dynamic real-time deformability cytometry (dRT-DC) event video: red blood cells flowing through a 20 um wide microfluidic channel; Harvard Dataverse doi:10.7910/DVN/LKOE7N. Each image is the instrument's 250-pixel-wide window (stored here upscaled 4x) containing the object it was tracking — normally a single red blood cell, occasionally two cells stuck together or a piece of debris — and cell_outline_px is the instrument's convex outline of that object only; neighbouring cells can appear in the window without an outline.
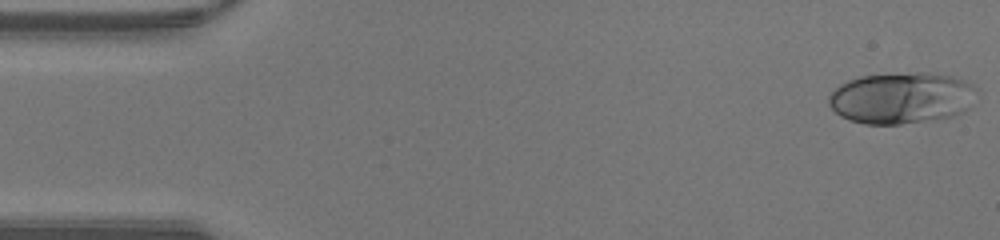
{"species": "human", "species_latin": "Homo sapiens", "temperature_condition": "warm", "stored_images_in_passage": 46, "camera_frame_rate_fps": 3000, "um_per_image_px": 0.085, "donor": {"sex": "male"}, "frame": {"image": 1, "passage_image": 1, "time_ms": 0.0, "image_size_px": [1000, 240], "cell_outline_px": [[976, 88], [968, 108], [964, 112], [952, 116], [900, 124], [864, 124], [840, 116], [828, 104], [828, 96], [840, 84], [848, 80], [860, 76], [916, 72], [924, 72], [948, 76], [972, 84]], "centroid_in_image_um": [76.57, 8.33], "position_along_channel_um": 8.4, "area_um2": 43.81}}
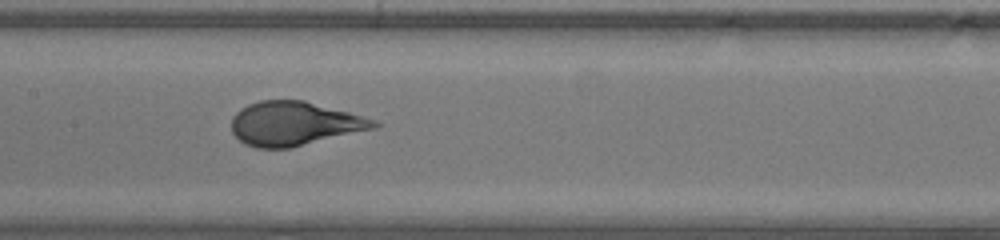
{"frame": {"image": 2, "passage_image": 22, "time_ms": 7.0, "image_size_px": [1000, 240], "cell_outline_px": [[380, 124], [376, 128], [292, 148], [256, 148], [244, 144], [232, 132], [232, 116], [240, 108], [248, 104], [260, 100], [304, 100], [364, 116], [376, 120]], "centroid_in_image_um": [25.02, 10.51], "position_along_channel_um": 182.4, "area_um2": 36.7}}
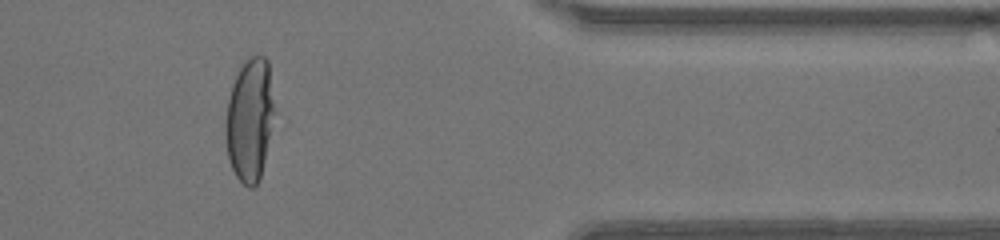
{"frame": {"image": 3, "passage_image": 38, "time_ms": 12.333, "image_size_px": [1000, 240], "cell_outline_px": [[272, 112], [264, 160], [260, 180], [252, 188], [248, 188], [236, 176], [232, 168], [228, 156], [224, 124], [228, 100], [232, 84], [240, 64], [248, 56], [264, 56], [268, 60], [272, 100]], "centroid_in_image_um": [21.17, 10.14], "position_along_channel_um": 390.2, "area_um2": 34.22}, "authors_computed_cell_mechanics": {"area_um2": 37.8301, "velocity_mm_per_s": 4.3865, "shape_relaxation_time_tau1_ms": 4.4818, "shape_relaxation_time_tau2_ms": null, "deformation_change_tau1": 0.2542, "deformation_change_tau2": null}}